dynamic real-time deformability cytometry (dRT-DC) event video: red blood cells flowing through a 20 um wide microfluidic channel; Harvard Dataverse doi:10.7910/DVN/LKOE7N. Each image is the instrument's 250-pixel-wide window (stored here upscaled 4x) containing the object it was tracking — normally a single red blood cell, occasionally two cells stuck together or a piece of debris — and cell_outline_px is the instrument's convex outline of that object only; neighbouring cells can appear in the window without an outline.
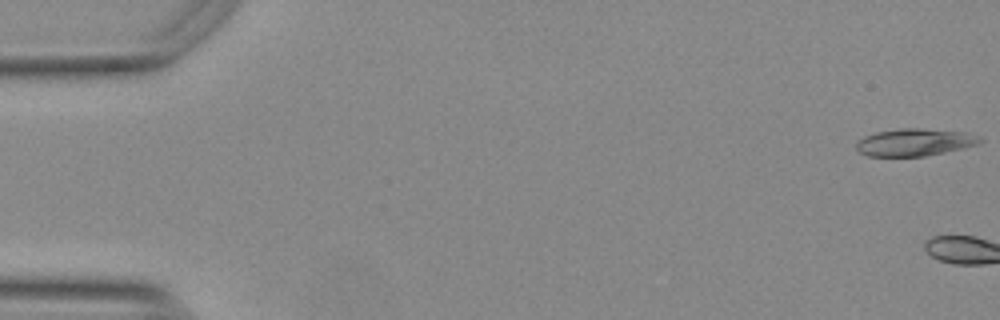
{"species": "Egyptian fruit bat (a non-hibernating species)", "species_latin": "Rousettus aegyptiacus", "temperature_condition": "warm", "stored_images_in_passage": 3, "camera_frame_rate_fps": 3000, "um_per_image_px": 0.085, "animal": {"sex": "female"}, "frame": {"image": 1, "passage_image": 1, "time_ms": 0.0, "image_size_px": [1000, 320], "cell_outline_px": [[984, 140], [976, 144], [964, 148], [924, 156], [868, 156], [860, 152], [856, 148], [856, 144], [864, 136], [876, 132], [900, 128], [916, 128], [964, 132], [980, 136]], "centroid_in_image_um": [77.75, 12.09], "position_along_channel_um": 7.3, "area_um2": 19.54}}